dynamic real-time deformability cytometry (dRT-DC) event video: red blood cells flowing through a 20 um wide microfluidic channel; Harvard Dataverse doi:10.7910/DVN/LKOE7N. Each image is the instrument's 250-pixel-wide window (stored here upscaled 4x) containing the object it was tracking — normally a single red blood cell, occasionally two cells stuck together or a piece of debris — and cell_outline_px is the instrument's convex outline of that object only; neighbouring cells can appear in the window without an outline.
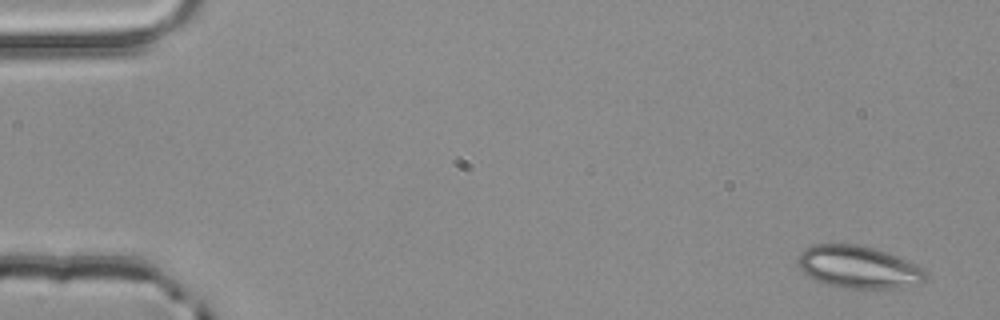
{"species": "common noctule bat (a hibernating species)", "species_latin": "Nyctalus noctula", "temperature_condition": "room temperature", "stored_images_in_passage": 3, "camera_frame_rate_fps": 3000, "um_per_image_px": 0.085, "animal": {"sex": "male", "body_mass_g": 20.4}, "frame": {"image": 1, "passage_image": 1, "time_ms": 0.0, "image_size_px": [1000, 320], "cell_outline_px": [[928, 272], [924, 280], [916, 284], [892, 288], [844, 288], [824, 284], [808, 276], [800, 268], [796, 260], [800, 252], [812, 244], [856, 244], [872, 248], [896, 256], [924, 268]], "centroid_in_image_um": [72.92, 22.7], "position_along_channel_um": 12.1, "area_um2": 31.39}}